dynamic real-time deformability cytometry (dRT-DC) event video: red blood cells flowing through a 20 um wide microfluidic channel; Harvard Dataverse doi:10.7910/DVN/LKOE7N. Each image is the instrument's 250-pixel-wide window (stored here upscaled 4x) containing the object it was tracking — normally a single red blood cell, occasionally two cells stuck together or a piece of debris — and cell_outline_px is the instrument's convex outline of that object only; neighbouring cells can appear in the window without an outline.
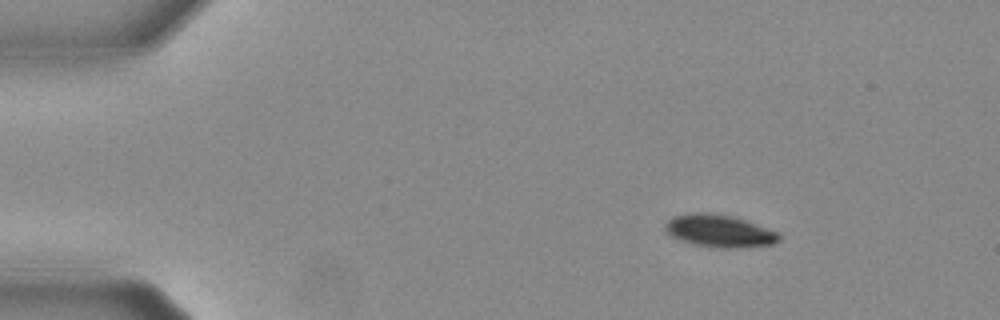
{"species": "Egyptian fruit bat (a non-hibernating species)", "species_latin": "Rousettus aegyptiacus", "temperature_condition": "warm", "stored_images_in_passage": 50, "camera_frame_rate_fps": 3000, "um_per_image_px": 0.085, "animal": {"sex": "female"}, "frame": {"image": 1, "passage_image": 1, "time_ms": 0.0, "image_size_px": [1000, 320], "cell_outline_px": [[780, 240], [772, 244], [736, 248], [720, 248], [696, 244], [672, 236], [664, 228], [664, 224], [672, 216], [688, 212], [712, 212], [732, 216], [744, 220], [776, 232], [780, 236]], "centroid_in_image_um": [61.1, 19.6], "position_along_channel_um": 23.9, "area_um2": 21.27}}
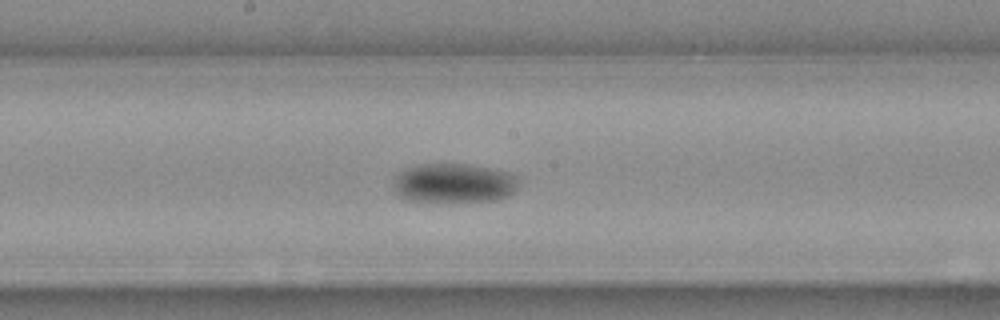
{"frame": {"image": 2, "passage_image": 23, "time_ms": 7.333, "image_size_px": [1000, 320], "cell_outline_px": [[516, 180], [512, 192], [508, 196], [492, 200], [416, 200], [400, 196], [396, 192], [396, 176], [420, 164], [464, 164], [508, 172], [516, 176]], "centroid_in_image_um": [38.61, 15.55], "position_along_channel_um": 209.6, "area_um2": 27.11}}
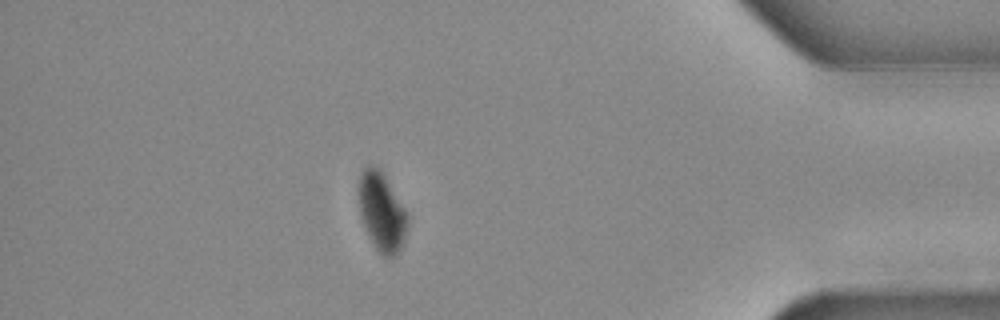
{"frame": {"image": 3, "passage_image": 42, "time_ms": 13.667, "image_size_px": [1000, 320], "cell_outline_px": [[408, 224], [404, 240], [396, 256], [388, 260], [380, 256], [364, 228], [360, 216], [356, 196], [356, 184], [360, 172], [368, 164], [376, 164], [380, 168], [404, 208], [408, 216]], "centroid_in_image_um": [32.38, 18.0], "position_along_channel_um": 402.8, "area_um2": 23.35}, "authors_computed_cell_mechanics": {"area_um2": 24.4494, "velocity_mm_per_s": 3.6848, "shape_relaxation_time_tau1_ms": 2.3774, "shape_relaxation_time_tau2_ms": null, "deformation_change_tau1": 0.1316, "deformation_change_tau2": null}}